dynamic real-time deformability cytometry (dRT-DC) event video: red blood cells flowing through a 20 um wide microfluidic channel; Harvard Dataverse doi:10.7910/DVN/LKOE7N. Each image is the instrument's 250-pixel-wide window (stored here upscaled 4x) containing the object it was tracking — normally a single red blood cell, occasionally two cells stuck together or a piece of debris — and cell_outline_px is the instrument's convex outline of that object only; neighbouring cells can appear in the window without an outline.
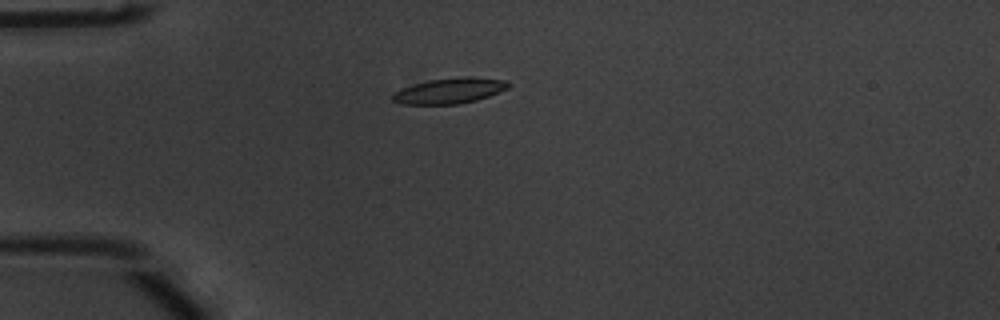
{"species": "common noctule bat (a hibernating species)", "species_latin": "Nyctalus noctula", "temperature_condition": "warm", "stored_images_in_passage": 41, "camera_frame_rate_fps": 3000, "um_per_image_px": 0.085, "animal": {"sex": "male", "body_mass_g": 20.1, "forearm_length_mm": 53.5}, "frame": {"image": 1, "passage_image": 1, "time_ms": 0.0, "image_size_px": [1000, 320], "cell_outline_px": [[512, 84], [508, 88], [488, 96], [476, 100], [460, 104], [400, 104], [392, 100], [392, 92], [428, 80], [460, 76], [468, 76], [504, 80]], "centroid_in_image_um": [38.22, 7.71], "position_along_channel_um": 46.8, "area_um2": 17.22}}
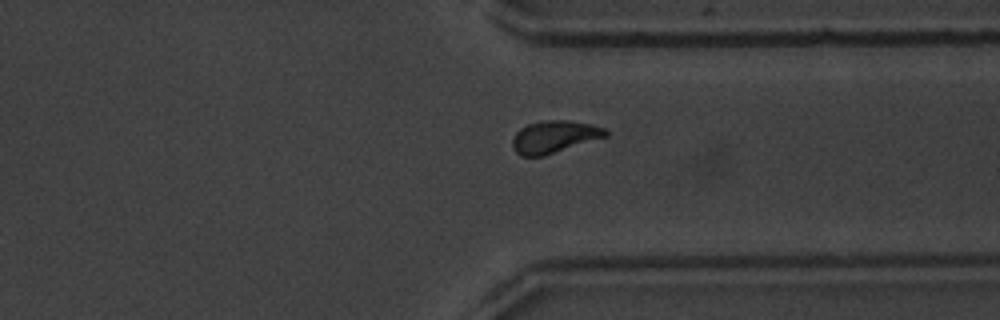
{"frame": {"image": 2, "passage_image": 28, "time_ms": 9.0, "image_size_px": [1000, 320], "cell_outline_px": [[608, 136], [544, 156], [520, 156], [512, 148], [512, 140], [516, 132], [520, 128], [528, 124], [544, 120], [568, 120], [588, 124], [604, 128], [608, 132]], "centroid_in_image_um": [47.09, 11.63], "position_along_channel_um": 364.3, "area_um2": 17.51}}
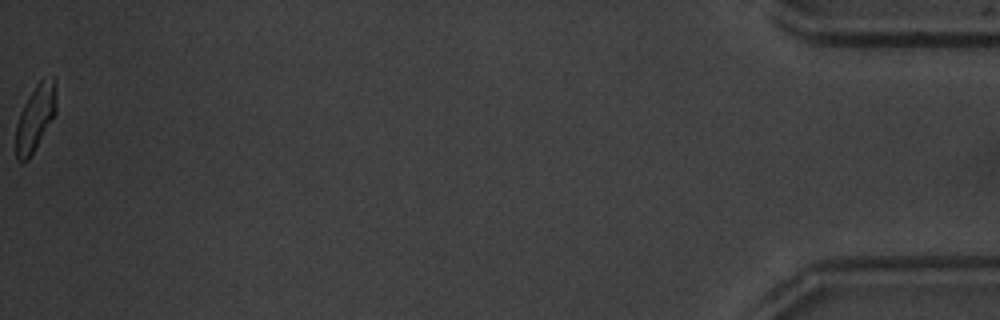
{"frame": {"image": 3, "passage_image": 41, "time_ms": 13.333, "image_size_px": [1000, 320], "cell_outline_px": [[56, 112], [28, 160], [16, 160], [16, 124], [20, 112], [28, 96], [36, 84], [40, 80], [52, 76], [56, 100]], "centroid_in_image_um": [2.98, 10.02], "position_along_channel_um": 432.2, "area_um2": 15.09}, "authors_computed_cell_mechanics": {"area_um2": 17.1666, "velocity_mm_per_s": 3.74, "shape_relaxation_time_tau1_ms": 3.3074, "shape_relaxation_time_tau2_ms": 4.0098, "deformation_change_tau1": 0.1513, "deformation_change_tau2": 0.1055}}